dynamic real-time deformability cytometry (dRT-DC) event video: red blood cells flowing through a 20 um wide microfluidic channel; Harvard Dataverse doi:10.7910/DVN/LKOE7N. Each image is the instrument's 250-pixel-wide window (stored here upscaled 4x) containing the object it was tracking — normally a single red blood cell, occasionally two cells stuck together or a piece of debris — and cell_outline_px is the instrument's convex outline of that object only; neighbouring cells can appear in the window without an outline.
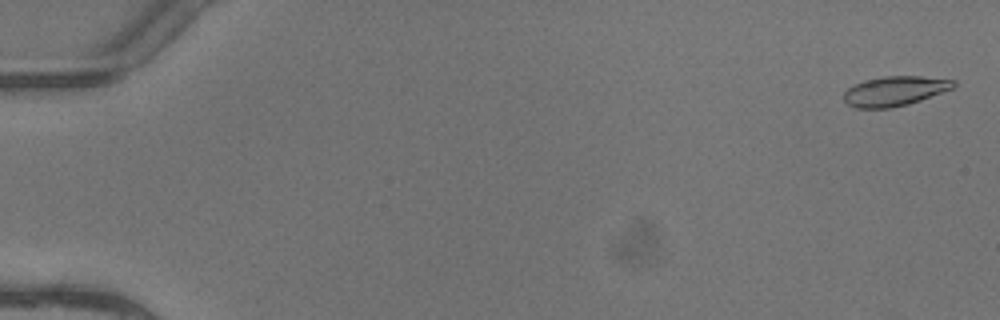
{"species": "common noctule bat (a hibernating species)", "species_latin": "Nyctalus noctula", "temperature_condition": "warm", "stored_images_in_passage": 5, "camera_frame_rate_fps": 3000, "um_per_image_px": 0.085, "animal": {"sex": "female"}, "frame": {"image": 1, "passage_image": 1, "time_ms": 0.0, "image_size_px": [1000, 320], "cell_outline_px": [[956, 84], [952, 88], [920, 100], [908, 104], [888, 108], [856, 108], [848, 104], [844, 100], [844, 92], [848, 88], [864, 80], [884, 76], [920, 76], [956, 80]], "centroid_in_image_um": [76.04, 7.73], "position_along_channel_um": 9.0, "area_um2": 18.79}}
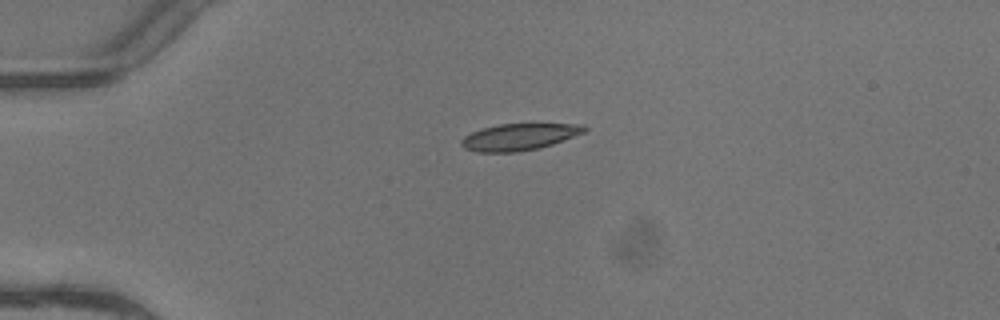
{"frame": {"image": 2, "passage_image": 4, "time_ms": 1.0, "image_size_px": [1000, 320], "cell_outline_px": [[588, 128], [584, 132], [564, 140], [540, 148], [516, 152], [476, 152], [464, 148], [460, 144], [460, 140], [464, 136], [472, 132], [484, 128], [500, 124], [584, 124]], "centroid_in_image_um": [44.12, 11.64], "position_along_channel_um": 40.9, "area_um2": 19.07}}